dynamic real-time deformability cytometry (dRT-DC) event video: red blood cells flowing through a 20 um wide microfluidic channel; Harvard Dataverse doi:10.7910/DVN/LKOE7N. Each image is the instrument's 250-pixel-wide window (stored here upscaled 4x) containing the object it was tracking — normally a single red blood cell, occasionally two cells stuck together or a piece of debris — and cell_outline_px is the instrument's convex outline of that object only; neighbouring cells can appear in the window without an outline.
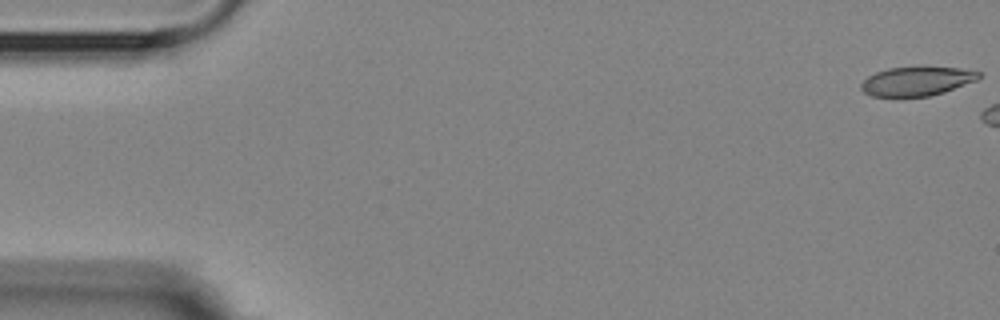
{"species": "Egyptian fruit bat (a non-hibernating species)", "species_latin": "Rousettus aegyptiacus", "temperature_condition": "room temperature", "stored_images_in_passage": 3, "camera_frame_rate_fps": 3000, "um_per_image_px": 0.085, "animal": {"sex": "female"}, "frame": {"image": 1, "passage_image": 1, "time_ms": 0.0, "image_size_px": [1000, 320], "cell_outline_px": [[980, 76], [976, 80], [944, 92], [928, 96], [872, 96], [864, 92], [860, 88], [860, 84], [868, 76], [876, 72], [888, 68], [960, 68], [980, 72]], "centroid_in_image_um": [77.89, 6.91], "position_along_channel_um": 7.1, "area_um2": 19.42}}